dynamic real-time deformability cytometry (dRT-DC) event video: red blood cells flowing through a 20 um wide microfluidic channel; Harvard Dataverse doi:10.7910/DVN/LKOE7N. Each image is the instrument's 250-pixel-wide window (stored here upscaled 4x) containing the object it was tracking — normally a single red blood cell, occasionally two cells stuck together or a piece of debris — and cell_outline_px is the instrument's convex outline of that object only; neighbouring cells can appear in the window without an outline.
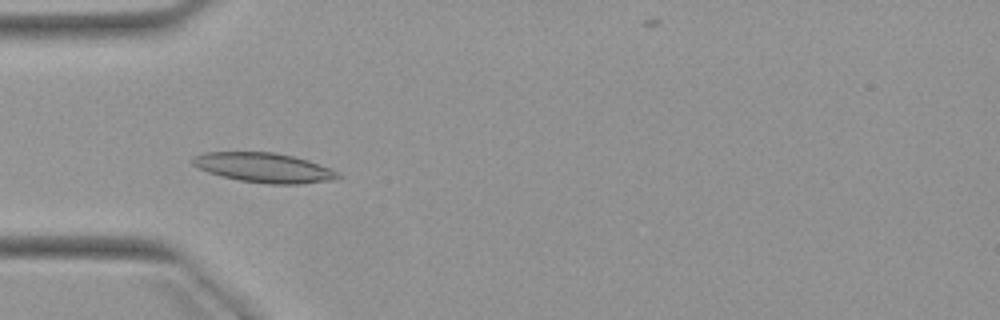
{"species": "Egyptian fruit bat (a non-hibernating species)", "species_latin": "Rousettus aegyptiacus", "temperature_condition": "warm", "stored_images_in_passage": 6, "camera_frame_rate_fps": 3000, "um_per_image_px": 0.085, "animal": {"sex": "female"}, "frame": {"image": 1, "passage_image": 4, "time_ms": 5.0, "image_size_px": [1000, 320], "cell_outline_px": [[344, 176], [336, 180], [300, 184], [268, 184], [240, 180], [220, 176], [208, 172], [192, 164], [188, 160], [192, 156], [204, 152], [272, 152], [292, 156], [308, 160], [332, 168]], "centroid_in_image_um": [22.46, 14.25], "position_along_channel_um": 62.5, "area_um2": 25.43}}
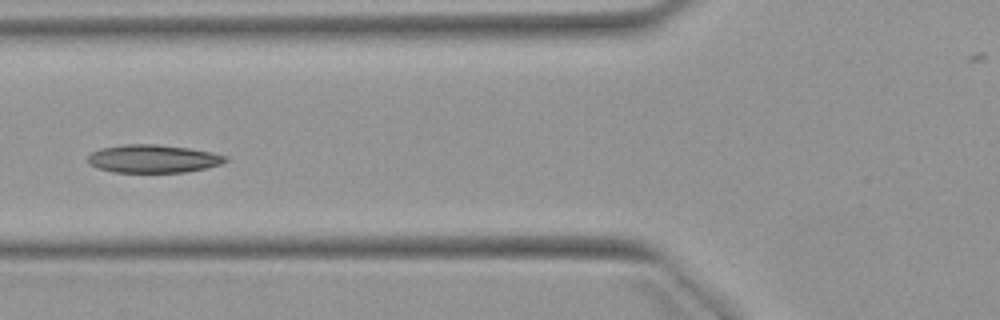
{"frame": {"image": 2, "passage_image": 5, "time_ms": 6.333, "image_size_px": [1000, 320], "cell_outline_px": [[228, 160], [220, 164], [204, 168], [184, 172], [112, 172], [88, 164], [88, 156], [92, 152], [100, 148], [124, 144], [156, 144], [188, 148], [212, 152], [228, 156]], "centroid_in_image_um": [13.0, 13.48], "position_along_channel_um": 112.8, "area_um2": 22.43}}
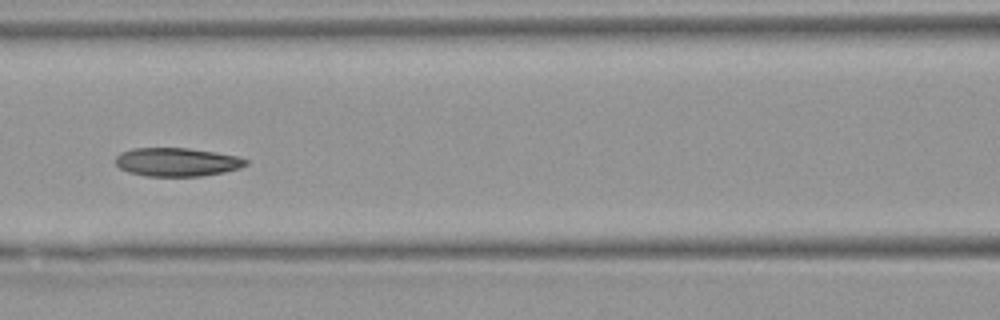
{"frame": {"image": 3, "passage_image": 6, "time_ms": 7.333, "image_size_px": [1000, 320], "cell_outline_px": [[248, 164], [240, 168], [224, 172], [200, 176], [144, 176], [128, 172], [120, 168], [116, 164], [116, 156], [120, 152], [132, 148], [188, 148], [216, 152], [236, 156], [248, 160]], "centroid_in_image_um": [15.03, 13.77], "position_along_channel_um": 151.6, "area_um2": 21.73}}